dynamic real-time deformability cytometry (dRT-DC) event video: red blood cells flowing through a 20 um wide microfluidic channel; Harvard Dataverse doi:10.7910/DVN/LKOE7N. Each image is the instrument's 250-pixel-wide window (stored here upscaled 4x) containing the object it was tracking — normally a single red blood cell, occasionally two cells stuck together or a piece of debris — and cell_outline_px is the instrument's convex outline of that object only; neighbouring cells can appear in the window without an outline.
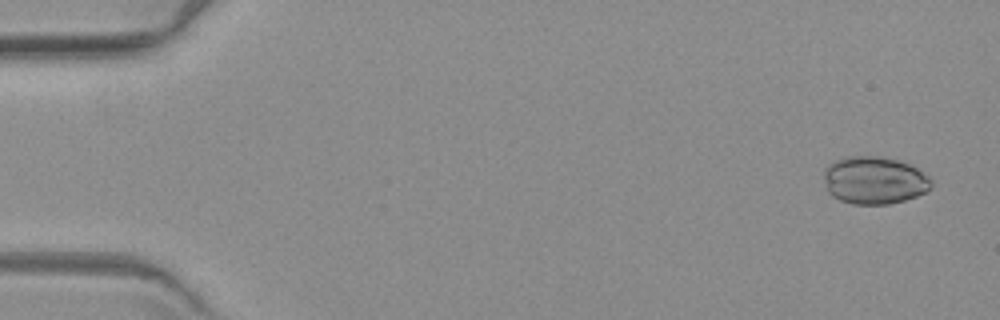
{"species": "common noctule bat (a hibernating species)", "species_latin": "Nyctalus noctula", "temperature_condition": "warm", "stored_images_in_passage": 5, "camera_frame_rate_fps": 3000, "um_per_image_px": 0.085, "animal": {"sex": "female", "body_mass_g": 19.3, "forearm_length_mm": 54.1}, "frame": {"image": 1, "passage_image": 2, "time_ms": 0.333, "image_size_px": [1000, 320], "cell_outline_px": [[932, 188], [916, 196], [904, 200], [888, 204], [852, 204], [840, 200], [832, 196], [828, 192], [824, 176], [824, 168], [828, 164], [836, 160], [848, 156], [880, 156], [900, 160], [912, 164], [928, 176], [932, 180]], "centroid_in_image_um": [74.33, 15.31], "position_along_channel_um": 10.7, "area_um2": 30.06}}